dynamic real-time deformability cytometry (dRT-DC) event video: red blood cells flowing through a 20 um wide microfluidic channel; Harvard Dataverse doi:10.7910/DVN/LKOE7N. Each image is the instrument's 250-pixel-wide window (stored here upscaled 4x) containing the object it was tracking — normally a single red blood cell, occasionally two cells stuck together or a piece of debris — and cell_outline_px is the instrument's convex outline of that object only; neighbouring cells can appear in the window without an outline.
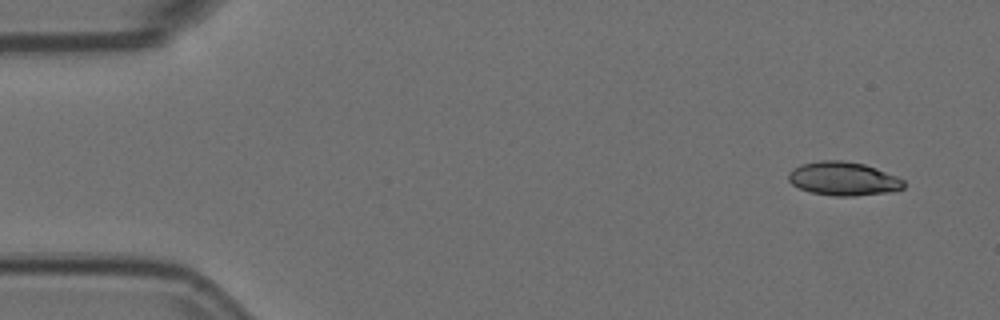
{"species": "Egyptian fruit bat (a non-hibernating species)", "species_latin": "Rousettus aegyptiacus", "temperature_condition": "room temperature", "stored_images_in_passage": 54, "camera_frame_rate_fps": 3000, "um_per_image_px": 0.085, "animal": {"sex": "female"}, "frame": {"image": 1, "passage_image": 1, "time_ms": 0.0, "image_size_px": [1000, 320], "cell_outline_px": [[904, 188], [884, 192], [856, 196], [832, 196], [812, 192], [800, 188], [792, 184], [788, 180], [788, 172], [792, 168], [800, 164], [820, 160], [840, 160], [864, 164], [876, 168], [896, 176], [904, 180]], "centroid_in_image_um": [71.64, 15.18], "position_along_channel_um": 13.4, "area_um2": 22.54}}
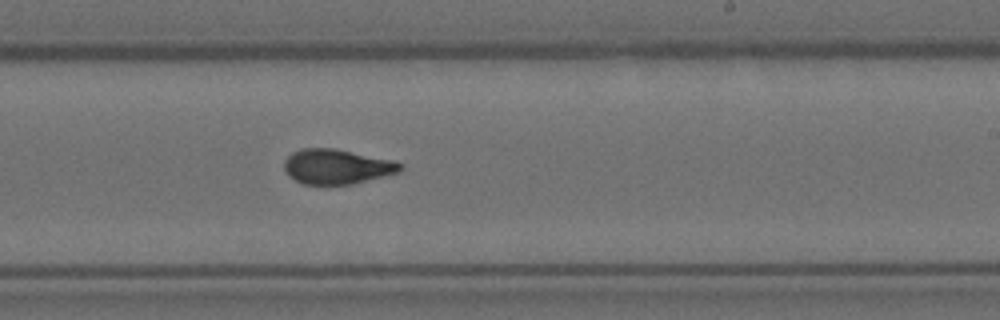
{"frame": {"image": 2, "passage_image": 31, "time_ms": 10.0, "image_size_px": [1000, 320], "cell_outline_px": [[404, 168], [400, 172], [352, 184], [304, 184], [288, 176], [284, 172], [284, 160], [292, 152], [304, 148], [332, 148], [396, 160], [404, 164]], "centroid_in_image_um": [28.66, 14.15], "position_along_channel_um": 260.3, "area_um2": 23.76}}
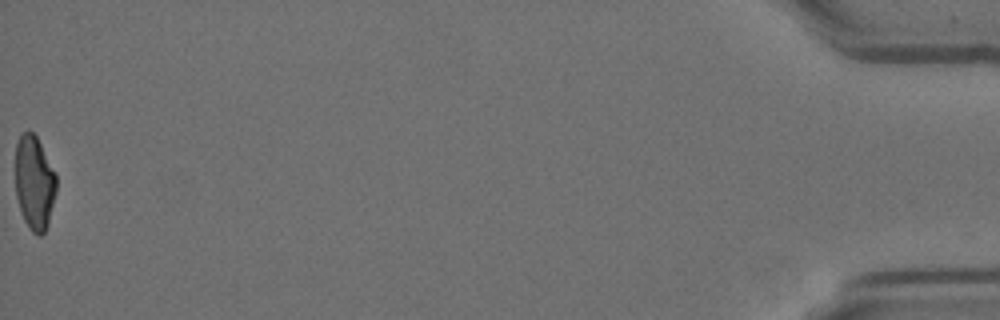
{"frame": {"image": 3, "passage_image": 54, "time_ms": 17.667, "image_size_px": [1000, 320], "cell_outline_px": [[56, 192], [48, 224], [44, 232], [40, 236], [36, 236], [32, 232], [24, 220], [16, 196], [16, 144], [20, 136], [28, 128], [36, 136], [56, 172]], "centroid_in_image_um": [2.93, 15.53], "position_along_channel_um": 432.3, "area_um2": 22.48}, "authors_computed_cell_mechanics": {"area_um2": 23.5824, "velocity_mm_per_s": 3.5927, "shape_relaxation_time_tau1_ms": null, "shape_relaxation_time_tau2_ms": 1.4412, "deformation_change_tau1": null, "deformation_change_tau2": 0.0737}}